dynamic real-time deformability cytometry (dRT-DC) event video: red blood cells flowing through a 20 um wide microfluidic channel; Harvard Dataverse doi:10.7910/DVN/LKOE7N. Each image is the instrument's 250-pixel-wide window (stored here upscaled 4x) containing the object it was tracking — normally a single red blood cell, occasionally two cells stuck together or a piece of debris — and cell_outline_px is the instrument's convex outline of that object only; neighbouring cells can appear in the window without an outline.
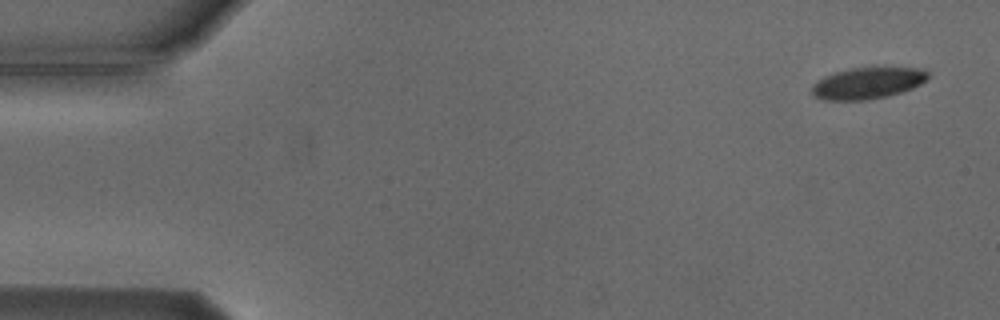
{"species": "Egyptian fruit bat (a non-hibernating species)", "species_latin": "Rousettus aegyptiacus", "temperature_condition": "cold", "stored_images_in_passage": 4, "camera_frame_rate_fps": 3000, "um_per_image_px": 0.085, "animal": {"sex": "male"}, "frame": {"image": 1, "passage_image": 1, "time_ms": 0.0, "image_size_px": [1000, 320], "cell_outline_px": [[932, 72], [920, 84], [912, 88], [888, 96], [868, 100], [824, 100], [812, 96], [812, 84], [816, 80], [824, 76], [836, 72], [852, 68], [872, 64], [884, 64], [924, 68]], "centroid_in_image_um": [73.81, 6.99], "position_along_channel_um": 11.2, "area_um2": 22.54}}
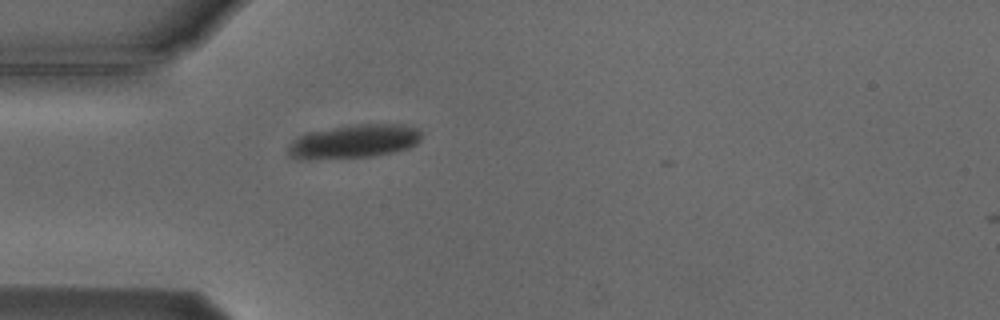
{"frame": {"image": 2, "passage_image": 4, "time_ms": 4.333, "image_size_px": [1000, 320], "cell_outline_px": [[424, 132], [420, 140], [416, 144], [408, 148], [396, 152], [372, 156], [292, 156], [288, 152], [288, 144], [292, 140], [308, 132], [352, 124], [404, 124], [420, 128]], "centroid_in_image_um": [30.27, 11.95], "position_along_channel_um": 54.7, "area_um2": 25.37}}